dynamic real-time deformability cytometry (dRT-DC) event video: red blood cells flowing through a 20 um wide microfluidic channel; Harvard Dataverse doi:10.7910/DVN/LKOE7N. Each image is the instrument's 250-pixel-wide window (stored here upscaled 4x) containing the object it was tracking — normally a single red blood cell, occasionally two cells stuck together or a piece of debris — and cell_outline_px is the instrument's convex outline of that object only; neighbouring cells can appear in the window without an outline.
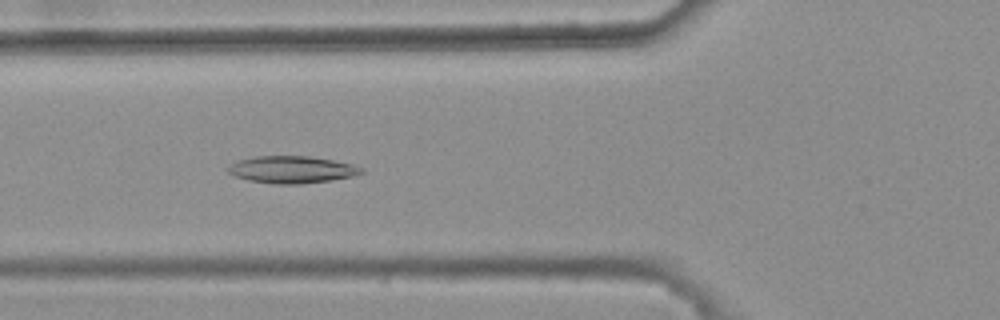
{"species": "common noctule bat (a hibernating species)", "species_latin": "Nyctalus noctula", "temperature_condition": "warm", "stored_images_in_passage": 32, "camera_frame_rate_fps": 3000, "um_per_image_px": 0.085, "animal": {"sex": "female", "body_mass_g": 25.1}, "frame": {"image": 1, "passage_image": 7, "time_ms": 2.0, "image_size_px": [1000, 320], "cell_outline_px": [[364, 172], [352, 176], [328, 180], [300, 184], [272, 184], [248, 180], [236, 176], [228, 172], [224, 168], [228, 164], [240, 160], [256, 156], [308, 156], [332, 160], [352, 164], [364, 168]], "centroid_in_image_um": [24.76, 14.41], "position_along_channel_um": 101.0, "area_um2": 21.04}}
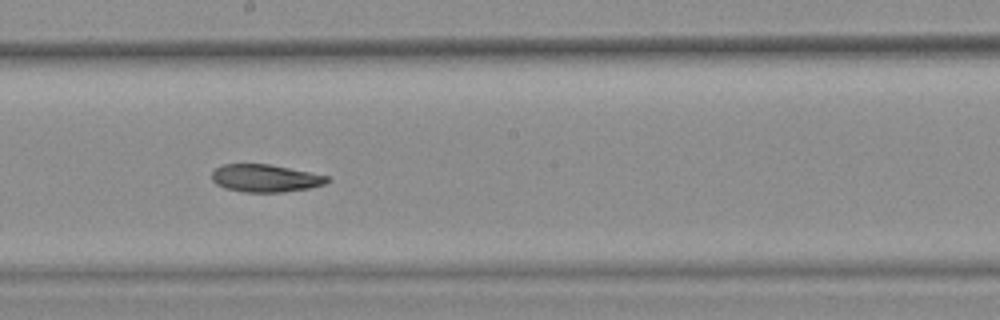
{"frame": {"image": 2, "passage_image": 17, "time_ms": 5.333, "image_size_px": [1000, 320], "cell_outline_px": [[328, 180], [324, 184], [308, 188], [284, 192], [244, 192], [224, 188], [216, 184], [212, 180], [212, 172], [216, 168], [224, 164], [268, 164], [328, 176]], "centroid_in_image_um": [22.5, 15.15], "position_along_channel_um": 225.7, "area_um2": 18.32}}
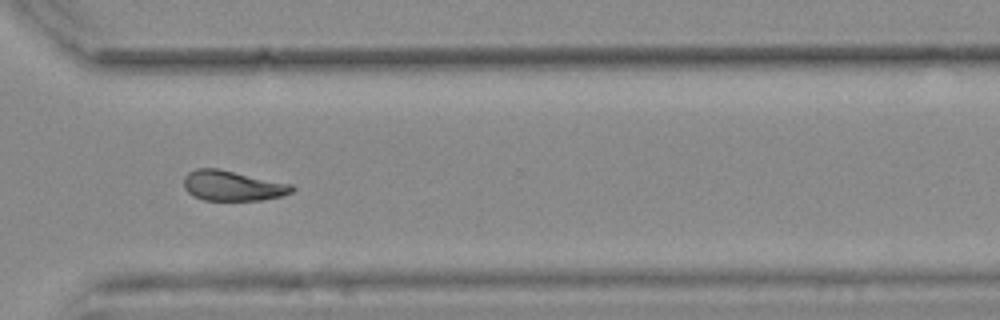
{"frame": {"image": 3, "passage_image": 27, "time_ms": 8.667, "image_size_px": [1000, 320], "cell_outline_px": [[296, 188], [292, 192], [280, 196], [260, 200], [204, 200], [192, 196], [184, 188], [184, 176], [188, 172], [196, 168], [216, 168], [292, 184]], "centroid_in_image_um": [19.74, 15.79], "position_along_channel_um": 350.9, "area_um2": 18.96}}